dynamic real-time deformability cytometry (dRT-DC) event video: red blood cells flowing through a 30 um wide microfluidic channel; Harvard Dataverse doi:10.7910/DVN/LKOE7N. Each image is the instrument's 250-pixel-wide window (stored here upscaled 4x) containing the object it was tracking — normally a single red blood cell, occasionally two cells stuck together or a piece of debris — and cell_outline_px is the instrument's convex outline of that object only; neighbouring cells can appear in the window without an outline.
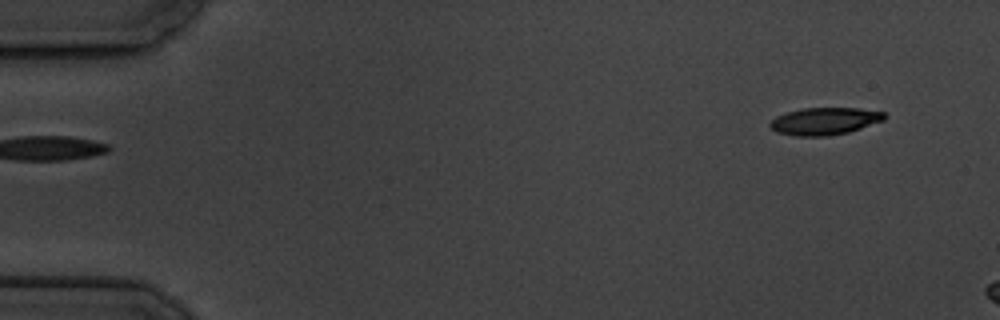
{"species": "common noctule bat (a hibernating species)", "species_latin": "Nyctalus noctula", "temperature_condition": "cold", "stored_images_in_passage": 6, "segment_of_instrument_passage": [2, 2], "camera_frame_rate_fps": 3000, "um_per_image_px": 0.085, "animal": {"sex": "male", "body_mass_g": 19.5, "forearm_length_mm": 54.6}, "frame": {"image": 1, "passage_image": 6, "time_ms": 6.667, "image_size_px": [1000, 320], "cell_outline_px": [[888, 116], [884, 120], [848, 132], [828, 136], [796, 136], [776, 132], [768, 124], [776, 116], [788, 112], [804, 108], [860, 108], [884, 112]], "centroid_in_image_um": [70.11, 10.3], "position_along_channel_um": 14.9, "area_um2": 18.15}}